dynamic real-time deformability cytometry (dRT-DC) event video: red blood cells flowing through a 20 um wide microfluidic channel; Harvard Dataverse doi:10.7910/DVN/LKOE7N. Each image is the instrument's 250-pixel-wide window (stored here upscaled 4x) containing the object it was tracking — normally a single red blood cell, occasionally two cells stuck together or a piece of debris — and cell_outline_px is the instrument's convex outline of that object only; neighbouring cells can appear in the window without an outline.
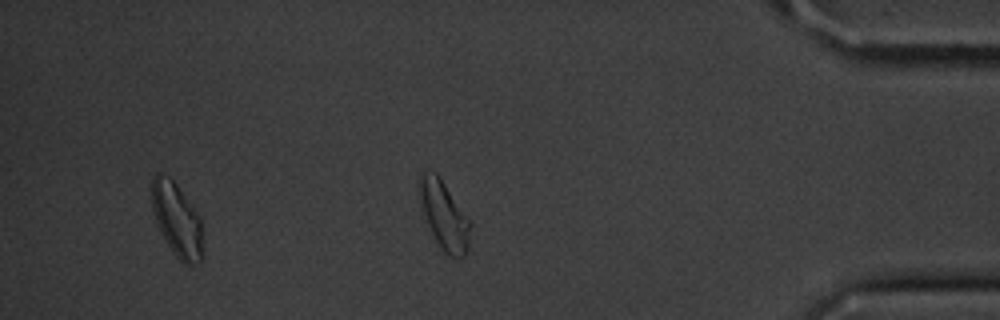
{"species": "common noctule bat (a hibernating species)", "species_latin": "Nyctalus noctula", "temperature_condition": "cold", "stored_images_in_passage": 34, "segment_of_instrument_passage": [2, 2], "camera_frame_rate_fps": 3000, "um_per_image_px": 0.085, "animal": {"sex": "male", "body_mass_g": 20.1, "forearm_length_mm": 53.5}, "frame": {"image": 1, "passage_image": 34, "time_ms": 11.0, "image_size_px": [1000, 320], "cell_outline_px": [[472, 224], [468, 248], [464, 256], [456, 260], [448, 256], [444, 252], [436, 240], [428, 224], [424, 212], [420, 192], [420, 172], [436, 172], [440, 176], [472, 220]], "centroid_in_image_um": [37.84, 18.33], "position_along_channel_um": 397.4, "area_um2": 20.35}}